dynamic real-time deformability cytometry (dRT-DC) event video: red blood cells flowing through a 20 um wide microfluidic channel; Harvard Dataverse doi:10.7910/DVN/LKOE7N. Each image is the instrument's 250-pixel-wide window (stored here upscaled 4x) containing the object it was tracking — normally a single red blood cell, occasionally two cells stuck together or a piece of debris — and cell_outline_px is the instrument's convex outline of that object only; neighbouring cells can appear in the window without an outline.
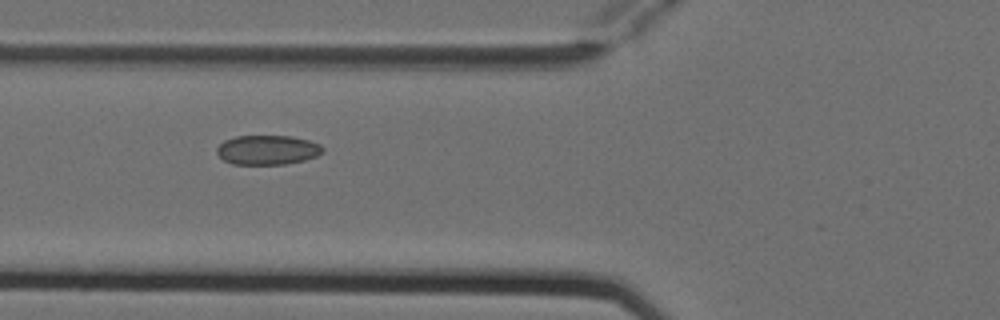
{"species": "Egyptian fruit bat (a non-hibernating species)", "species_latin": "Rousettus aegyptiacus", "temperature_condition": "cold", "stored_images_in_passage": 5, "camera_frame_rate_fps": 3000, "um_per_image_px": 0.085, "animal": {"sex": "female"}, "frame": {"image": 1, "passage_image": 3, "time_ms": 0.667, "image_size_px": [1000, 320], "cell_outline_px": [[324, 152], [316, 156], [304, 160], [284, 164], [232, 164], [224, 160], [216, 152], [216, 148], [224, 140], [236, 136], [292, 136], [308, 140], [320, 144], [324, 148]], "centroid_in_image_um": [22.74, 12.74], "position_along_channel_um": 103.1, "area_um2": 18.21}}
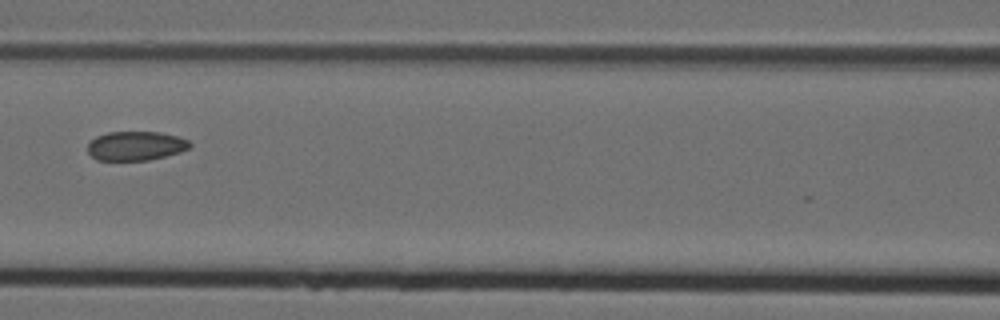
{"frame": {"image": 2, "passage_image": 4, "time_ms": 1.0, "image_size_px": [1000, 320], "cell_outline_px": [[192, 144], [188, 148], [180, 152], [148, 160], [96, 160], [88, 152], [88, 144], [96, 136], [108, 132], [160, 132], [176, 136], [188, 140]], "centroid_in_image_um": [11.53, 12.39], "position_along_channel_um": 155.1, "area_um2": 17.22}}
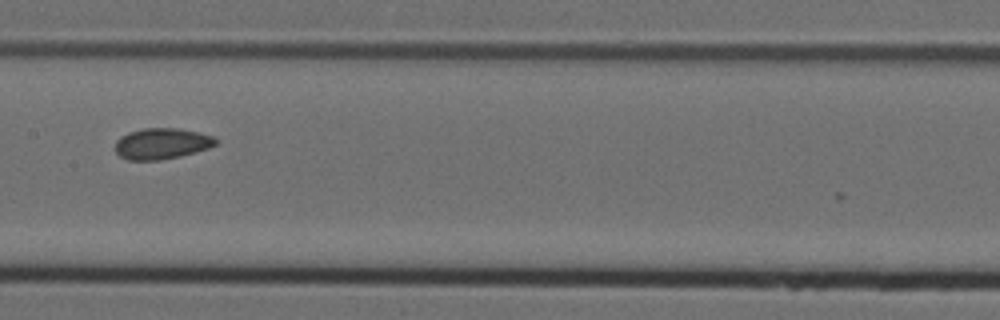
{"frame": {"image": 3, "passage_image": 5, "time_ms": 1.333, "image_size_px": [1000, 320], "cell_outline_px": [[216, 144], [208, 148], [180, 156], [160, 160], [128, 160], [120, 156], [116, 152], [116, 140], [120, 136], [128, 132], [144, 128], [180, 128], [200, 132], [212, 136], [216, 140]], "centroid_in_image_um": [13.73, 12.2], "position_along_channel_um": 193.7, "area_um2": 18.15}}